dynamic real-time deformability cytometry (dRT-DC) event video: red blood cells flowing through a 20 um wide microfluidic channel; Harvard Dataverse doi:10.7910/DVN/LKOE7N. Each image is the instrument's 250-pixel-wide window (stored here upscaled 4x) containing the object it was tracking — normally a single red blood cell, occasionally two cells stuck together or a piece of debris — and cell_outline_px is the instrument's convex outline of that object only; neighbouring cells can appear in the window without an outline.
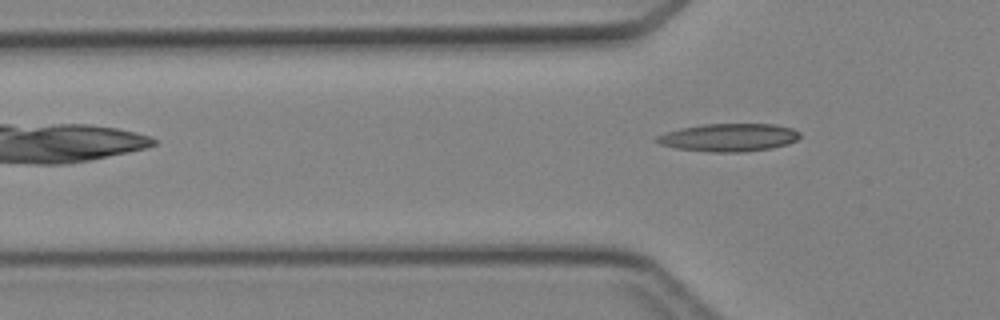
{"species": "Egyptian fruit bat (a non-hibernating species)", "species_latin": "Rousettus aegyptiacus", "temperature_condition": "cold", "stored_images_in_passage": 6, "camera_frame_rate_fps": 3000, "um_per_image_px": 0.085, "animal": {"sex": "female"}, "frame": {"image": 1, "passage_image": 6, "time_ms": 6.0, "image_size_px": [1000, 320], "cell_outline_px": [[800, 136], [796, 140], [788, 144], [772, 148], [744, 152], [712, 152], [676, 148], [660, 144], [652, 140], [656, 136], [680, 128], [704, 124], [776, 124], [792, 128], [800, 132]], "centroid_in_image_um": [61.96, 11.68], "position_along_channel_um": 63.8, "area_um2": 23.35}}